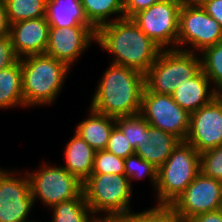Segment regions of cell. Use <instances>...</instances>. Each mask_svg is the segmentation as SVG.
<instances>
[{
    "label": "cell",
    "instance_id": "cell-1",
    "mask_svg": "<svg viewBox=\"0 0 222 222\" xmlns=\"http://www.w3.org/2000/svg\"><path fill=\"white\" fill-rule=\"evenodd\" d=\"M96 43L111 53V63L145 74L162 50L131 18L114 20L96 32Z\"/></svg>",
    "mask_w": 222,
    "mask_h": 222
},
{
    "label": "cell",
    "instance_id": "cell-2",
    "mask_svg": "<svg viewBox=\"0 0 222 222\" xmlns=\"http://www.w3.org/2000/svg\"><path fill=\"white\" fill-rule=\"evenodd\" d=\"M101 78L92 95L91 109L115 118L140 113L143 73L111 63Z\"/></svg>",
    "mask_w": 222,
    "mask_h": 222
},
{
    "label": "cell",
    "instance_id": "cell-3",
    "mask_svg": "<svg viewBox=\"0 0 222 222\" xmlns=\"http://www.w3.org/2000/svg\"><path fill=\"white\" fill-rule=\"evenodd\" d=\"M25 107L50 105L61 92L70 68L47 54L20 58Z\"/></svg>",
    "mask_w": 222,
    "mask_h": 222
},
{
    "label": "cell",
    "instance_id": "cell-4",
    "mask_svg": "<svg viewBox=\"0 0 222 222\" xmlns=\"http://www.w3.org/2000/svg\"><path fill=\"white\" fill-rule=\"evenodd\" d=\"M199 173L200 153L181 141L158 169L156 205L171 206Z\"/></svg>",
    "mask_w": 222,
    "mask_h": 222
},
{
    "label": "cell",
    "instance_id": "cell-5",
    "mask_svg": "<svg viewBox=\"0 0 222 222\" xmlns=\"http://www.w3.org/2000/svg\"><path fill=\"white\" fill-rule=\"evenodd\" d=\"M132 187L125 175L91 174L83 182L87 205L98 217H124L135 213L131 210ZM132 211V212H131Z\"/></svg>",
    "mask_w": 222,
    "mask_h": 222
},
{
    "label": "cell",
    "instance_id": "cell-6",
    "mask_svg": "<svg viewBox=\"0 0 222 222\" xmlns=\"http://www.w3.org/2000/svg\"><path fill=\"white\" fill-rule=\"evenodd\" d=\"M201 70L199 56L177 49L161 50L155 62L144 74L149 92L171 95L181 83L187 82Z\"/></svg>",
    "mask_w": 222,
    "mask_h": 222
},
{
    "label": "cell",
    "instance_id": "cell-7",
    "mask_svg": "<svg viewBox=\"0 0 222 222\" xmlns=\"http://www.w3.org/2000/svg\"><path fill=\"white\" fill-rule=\"evenodd\" d=\"M220 41L221 25L197 1H183L179 13L177 50L197 53ZM185 44L193 49L190 47L189 50Z\"/></svg>",
    "mask_w": 222,
    "mask_h": 222
},
{
    "label": "cell",
    "instance_id": "cell-8",
    "mask_svg": "<svg viewBox=\"0 0 222 222\" xmlns=\"http://www.w3.org/2000/svg\"><path fill=\"white\" fill-rule=\"evenodd\" d=\"M27 175L34 204L39 198L43 205L51 209L58 203L78 198L83 193V182L61 165L43 163L41 169L31 173L27 171Z\"/></svg>",
    "mask_w": 222,
    "mask_h": 222
},
{
    "label": "cell",
    "instance_id": "cell-9",
    "mask_svg": "<svg viewBox=\"0 0 222 222\" xmlns=\"http://www.w3.org/2000/svg\"><path fill=\"white\" fill-rule=\"evenodd\" d=\"M182 3L183 0H163L137 12L131 19L162 50L177 49Z\"/></svg>",
    "mask_w": 222,
    "mask_h": 222
},
{
    "label": "cell",
    "instance_id": "cell-10",
    "mask_svg": "<svg viewBox=\"0 0 222 222\" xmlns=\"http://www.w3.org/2000/svg\"><path fill=\"white\" fill-rule=\"evenodd\" d=\"M140 114L149 125L185 141L189 130L190 114L182 109L171 95L149 92L144 87Z\"/></svg>",
    "mask_w": 222,
    "mask_h": 222
},
{
    "label": "cell",
    "instance_id": "cell-11",
    "mask_svg": "<svg viewBox=\"0 0 222 222\" xmlns=\"http://www.w3.org/2000/svg\"><path fill=\"white\" fill-rule=\"evenodd\" d=\"M15 174L0 168V222H32L27 220L34 206L27 172Z\"/></svg>",
    "mask_w": 222,
    "mask_h": 222
},
{
    "label": "cell",
    "instance_id": "cell-12",
    "mask_svg": "<svg viewBox=\"0 0 222 222\" xmlns=\"http://www.w3.org/2000/svg\"><path fill=\"white\" fill-rule=\"evenodd\" d=\"M171 207L185 220L222 209V182L200 172Z\"/></svg>",
    "mask_w": 222,
    "mask_h": 222
},
{
    "label": "cell",
    "instance_id": "cell-13",
    "mask_svg": "<svg viewBox=\"0 0 222 222\" xmlns=\"http://www.w3.org/2000/svg\"><path fill=\"white\" fill-rule=\"evenodd\" d=\"M185 142L198 153L222 145V94L190 114Z\"/></svg>",
    "mask_w": 222,
    "mask_h": 222
},
{
    "label": "cell",
    "instance_id": "cell-14",
    "mask_svg": "<svg viewBox=\"0 0 222 222\" xmlns=\"http://www.w3.org/2000/svg\"><path fill=\"white\" fill-rule=\"evenodd\" d=\"M97 30L92 25L49 28L45 54L64 62L69 68L96 41Z\"/></svg>",
    "mask_w": 222,
    "mask_h": 222
},
{
    "label": "cell",
    "instance_id": "cell-15",
    "mask_svg": "<svg viewBox=\"0 0 222 222\" xmlns=\"http://www.w3.org/2000/svg\"><path fill=\"white\" fill-rule=\"evenodd\" d=\"M50 25L46 16L28 19L10 25V37L16 56L45 54Z\"/></svg>",
    "mask_w": 222,
    "mask_h": 222
},
{
    "label": "cell",
    "instance_id": "cell-16",
    "mask_svg": "<svg viewBox=\"0 0 222 222\" xmlns=\"http://www.w3.org/2000/svg\"><path fill=\"white\" fill-rule=\"evenodd\" d=\"M180 142L173 134L149 125L142 133L140 146H136L135 154L159 169Z\"/></svg>",
    "mask_w": 222,
    "mask_h": 222
},
{
    "label": "cell",
    "instance_id": "cell-17",
    "mask_svg": "<svg viewBox=\"0 0 222 222\" xmlns=\"http://www.w3.org/2000/svg\"><path fill=\"white\" fill-rule=\"evenodd\" d=\"M210 83L204 72L200 70L187 82L181 83L171 96L182 109L191 114L219 95L213 86L210 87Z\"/></svg>",
    "mask_w": 222,
    "mask_h": 222
},
{
    "label": "cell",
    "instance_id": "cell-18",
    "mask_svg": "<svg viewBox=\"0 0 222 222\" xmlns=\"http://www.w3.org/2000/svg\"><path fill=\"white\" fill-rule=\"evenodd\" d=\"M116 125V118L89 110V117L76 125L77 133L95 151L105 150L109 136Z\"/></svg>",
    "mask_w": 222,
    "mask_h": 222
},
{
    "label": "cell",
    "instance_id": "cell-19",
    "mask_svg": "<svg viewBox=\"0 0 222 222\" xmlns=\"http://www.w3.org/2000/svg\"><path fill=\"white\" fill-rule=\"evenodd\" d=\"M95 153L96 151L75 133L66 144L63 167L84 182L91 175Z\"/></svg>",
    "mask_w": 222,
    "mask_h": 222
},
{
    "label": "cell",
    "instance_id": "cell-20",
    "mask_svg": "<svg viewBox=\"0 0 222 222\" xmlns=\"http://www.w3.org/2000/svg\"><path fill=\"white\" fill-rule=\"evenodd\" d=\"M46 19L56 28L91 25L80 0H46Z\"/></svg>",
    "mask_w": 222,
    "mask_h": 222
},
{
    "label": "cell",
    "instance_id": "cell-21",
    "mask_svg": "<svg viewBox=\"0 0 222 222\" xmlns=\"http://www.w3.org/2000/svg\"><path fill=\"white\" fill-rule=\"evenodd\" d=\"M24 107L20 59L0 70V109Z\"/></svg>",
    "mask_w": 222,
    "mask_h": 222
},
{
    "label": "cell",
    "instance_id": "cell-22",
    "mask_svg": "<svg viewBox=\"0 0 222 222\" xmlns=\"http://www.w3.org/2000/svg\"><path fill=\"white\" fill-rule=\"evenodd\" d=\"M88 22L98 30L114 20L125 18L123 0H80ZM116 16L109 20V16Z\"/></svg>",
    "mask_w": 222,
    "mask_h": 222
},
{
    "label": "cell",
    "instance_id": "cell-23",
    "mask_svg": "<svg viewBox=\"0 0 222 222\" xmlns=\"http://www.w3.org/2000/svg\"><path fill=\"white\" fill-rule=\"evenodd\" d=\"M51 209V222H93L97 217L87 205L84 193L78 198L60 202Z\"/></svg>",
    "mask_w": 222,
    "mask_h": 222
},
{
    "label": "cell",
    "instance_id": "cell-24",
    "mask_svg": "<svg viewBox=\"0 0 222 222\" xmlns=\"http://www.w3.org/2000/svg\"><path fill=\"white\" fill-rule=\"evenodd\" d=\"M9 24L46 16V0H4Z\"/></svg>",
    "mask_w": 222,
    "mask_h": 222
},
{
    "label": "cell",
    "instance_id": "cell-25",
    "mask_svg": "<svg viewBox=\"0 0 222 222\" xmlns=\"http://www.w3.org/2000/svg\"><path fill=\"white\" fill-rule=\"evenodd\" d=\"M198 54L202 55L199 56L201 70L212 85L214 84V89L222 94V41L203 49Z\"/></svg>",
    "mask_w": 222,
    "mask_h": 222
},
{
    "label": "cell",
    "instance_id": "cell-26",
    "mask_svg": "<svg viewBox=\"0 0 222 222\" xmlns=\"http://www.w3.org/2000/svg\"><path fill=\"white\" fill-rule=\"evenodd\" d=\"M116 126L122 131L130 146L135 150L136 146H140L142 133L149 127V124L139 113L132 116L116 117Z\"/></svg>",
    "mask_w": 222,
    "mask_h": 222
},
{
    "label": "cell",
    "instance_id": "cell-27",
    "mask_svg": "<svg viewBox=\"0 0 222 222\" xmlns=\"http://www.w3.org/2000/svg\"><path fill=\"white\" fill-rule=\"evenodd\" d=\"M157 173V168L136 154L125 158V176L129 179L131 186L133 180H141L145 178V176H149L148 178L151 180L152 187H154L155 191L157 185Z\"/></svg>",
    "mask_w": 222,
    "mask_h": 222
},
{
    "label": "cell",
    "instance_id": "cell-28",
    "mask_svg": "<svg viewBox=\"0 0 222 222\" xmlns=\"http://www.w3.org/2000/svg\"><path fill=\"white\" fill-rule=\"evenodd\" d=\"M91 174L125 175V159L107 150H98L95 153Z\"/></svg>",
    "mask_w": 222,
    "mask_h": 222
},
{
    "label": "cell",
    "instance_id": "cell-29",
    "mask_svg": "<svg viewBox=\"0 0 222 222\" xmlns=\"http://www.w3.org/2000/svg\"><path fill=\"white\" fill-rule=\"evenodd\" d=\"M200 172L222 182V145L200 153Z\"/></svg>",
    "mask_w": 222,
    "mask_h": 222
},
{
    "label": "cell",
    "instance_id": "cell-30",
    "mask_svg": "<svg viewBox=\"0 0 222 222\" xmlns=\"http://www.w3.org/2000/svg\"><path fill=\"white\" fill-rule=\"evenodd\" d=\"M105 150L113 153L115 156L124 159L130 155L135 154V150L130 146L127 138L124 137L122 131L116 125L110 133L108 144Z\"/></svg>",
    "mask_w": 222,
    "mask_h": 222
},
{
    "label": "cell",
    "instance_id": "cell-31",
    "mask_svg": "<svg viewBox=\"0 0 222 222\" xmlns=\"http://www.w3.org/2000/svg\"><path fill=\"white\" fill-rule=\"evenodd\" d=\"M18 59L10 35L0 37V70L13 65Z\"/></svg>",
    "mask_w": 222,
    "mask_h": 222
},
{
    "label": "cell",
    "instance_id": "cell-32",
    "mask_svg": "<svg viewBox=\"0 0 222 222\" xmlns=\"http://www.w3.org/2000/svg\"><path fill=\"white\" fill-rule=\"evenodd\" d=\"M163 0H123L124 16L131 18L137 12L149 8L154 3Z\"/></svg>",
    "mask_w": 222,
    "mask_h": 222
},
{
    "label": "cell",
    "instance_id": "cell-33",
    "mask_svg": "<svg viewBox=\"0 0 222 222\" xmlns=\"http://www.w3.org/2000/svg\"><path fill=\"white\" fill-rule=\"evenodd\" d=\"M222 27V0H196Z\"/></svg>",
    "mask_w": 222,
    "mask_h": 222
},
{
    "label": "cell",
    "instance_id": "cell-34",
    "mask_svg": "<svg viewBox=\"0 0 222 222\" xmlns=\"http://www.w3.org/2000/svg\"><path fill=\"white\" fill-rule=\"evenodd\" d=\"M157 222H186L171 206L157 205Z\"/></svg>",
    "mask_w": 222,
    "mask_h": 222
},
{
    "label": "cell",
    "instance_id": "cell-35",
    "mask_svg": "<svg viewBox=\"0 0 222 222\" xmlns=\"http://www.w3.org/2000/svg\"><path fill=\"white\" fill-rule=\"evenodd\" d=\"M123 222H157V205L142 212L122 217Z\"/></svg>",
    "mask_w": 222,
    "mask_h": 222
},
{
    "label": "cell",
    "instance_id": "cell-36",
    "mask_svg": "<svg viewBox=\"0 0 222 222\" xmlns=\"http://www.w3.org/2000/svg\"><path fill=\"white\" fill-rule=\"evenodd\" d=\"M186 222H222V209L194 216Z\"/></svg>",
    "mask_w": 222,
    "mask_h": 222
},
{
    "label": "cell",
    "instance_id": "cell-37",
    "mask_svg": "<svg viewBox=\"0 0 222 222\" xmlns=\"http://www.w3.org/2000/svg\"><path fill=\"white\" fill-rule=\"evenodd\" d=\"M10 34V24L7 18L4 0H0V37Z\"/></svg>",
    "mask_w": 222,
    "mask_h": 222
},
{
    "label": "cell",
    "instance_id": "cell-38",
    "mask_svg": "<svg viewBox=\"0 0 222 222\" xmlns=\"http://www.w3.org/2000/svg\"><path fill=\"white\" fill-rule=\"evenodd\" d=\"M93 222H123L122 217H96Z\"/></svg>",
    "mask_w": 222,
    "mask_h": 222
}]
</instances>
